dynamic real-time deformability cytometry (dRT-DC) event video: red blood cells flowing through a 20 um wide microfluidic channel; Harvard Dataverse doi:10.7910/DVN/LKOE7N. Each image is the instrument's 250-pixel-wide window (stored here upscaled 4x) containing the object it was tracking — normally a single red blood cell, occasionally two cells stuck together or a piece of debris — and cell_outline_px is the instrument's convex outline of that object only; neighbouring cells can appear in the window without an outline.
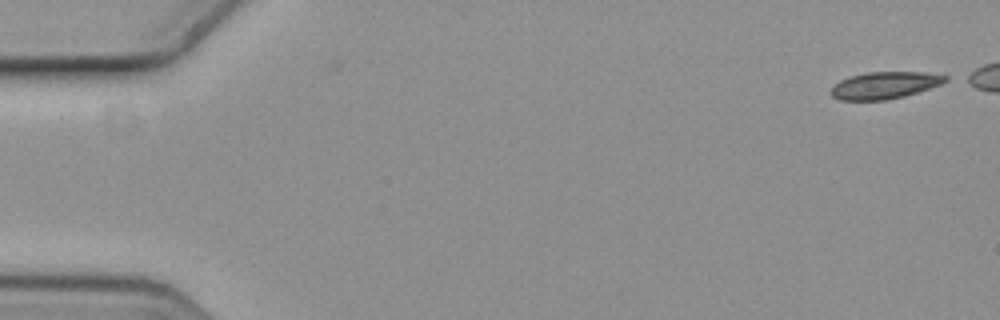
{"species": "common noctule bat (a hibernating species)", "species_latin": "Nyctalus noctula", "temperature_condition": "cold", "stored_images_in_passage": 6, "camera_frame_rate_fps": 3000, "um_per_image_px": 0.085, "animal": {"sex": "female", "body_mass_g": 19.3, "forearm_length_mm": 54.1}, "frame": {"image": 1, "passage_image": 1, "time_ms": 0.0, "image_size_px": [1000, 320], "cell_outline_px": [[952, 80], [944, 84], [904, 96], [884, 100], [840, 100], [832, 96], [828, 92], [832, 84], [848, 76], [868, 72], [944, 72], [952, 76]], "centroid_in_image_um": [75.3, 7.22], "position_along_channel_um": 9.7, "area_um2": 18.79}}